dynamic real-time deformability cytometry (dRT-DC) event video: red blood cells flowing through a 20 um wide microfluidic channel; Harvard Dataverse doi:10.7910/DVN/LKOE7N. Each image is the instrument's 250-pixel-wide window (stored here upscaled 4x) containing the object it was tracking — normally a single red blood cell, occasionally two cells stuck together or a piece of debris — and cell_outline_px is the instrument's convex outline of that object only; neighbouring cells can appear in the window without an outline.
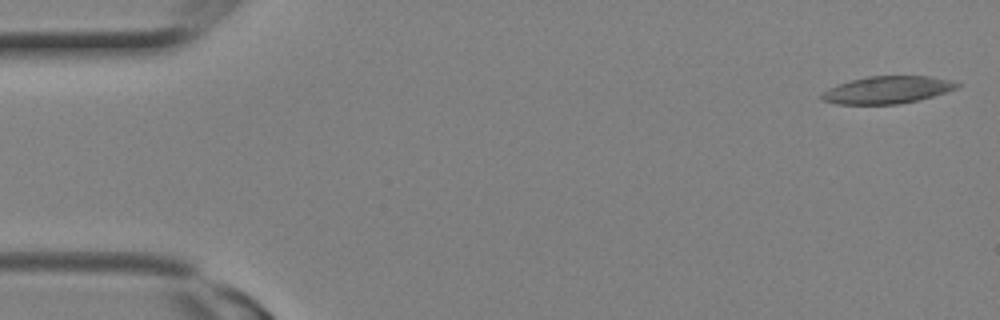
{"species": "Egyptian fruit bat (a non-hibernating species)", "species_latin": "Rousettus aegyptiacus", "temperature_condition": "room temperature", "stored_images_in_passage": 9, "camera_frame_rate_fps": 3000, "um_per_image_px": 0.085, "animal": {"sex": "female"}, "frame": {"image": 1, "passage_image": 1, "time_ms": 0.0, "image_size_px": [1000, 320], "cell_outline_px": [[960, 84], [956, 88], [932, 96], [900, 104], [836, 104], [820, 100], [820, 96], [828, 88], [852, 80], [868, 76], [928, 76], [948, 80]], "centroid_in_image_um": [75.36, 7.65], "position_along_channel_um": 9.6, "area_um2": 21.21}}
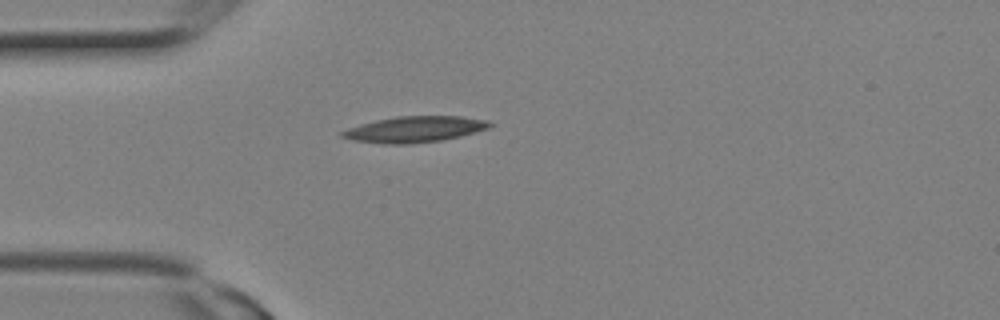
{"frame": {"image": 2, "passage_image": 7, "time_ms": 2.0, "image_size_px": [1000, 320], "cell_outline_px": [[496, 124], [488, 128], [460, 136], [440, 140], [408, 144], [384, 144], [352, 140], [340, 136], [340, 132], [348, 128], [360, 124], [376, 120], [396, 116], [460, 116], [488, 120]], "centroid_in_image_um": [35.24, 10.98], "position_along_channel_um": 49.8, "area_um2": 22.37}}
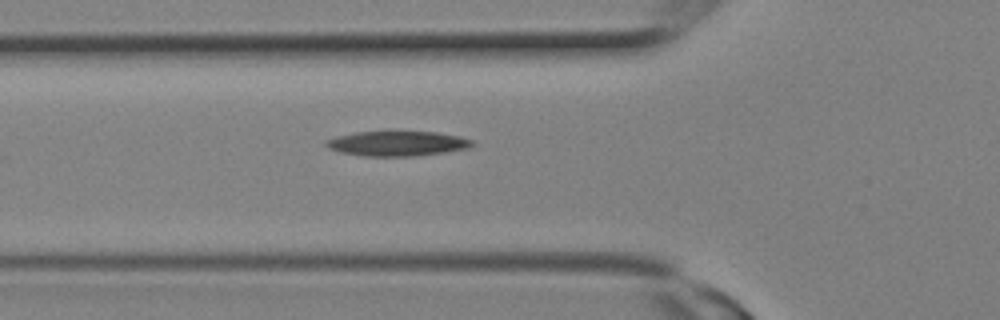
{"frame": {"image": 3, "passage_image": 9, "time_ms": 2.667, "image_size_px": [1000, 320], "cell_outline_px": [[476, 144], [468, 148], [444, 152], [416, 156], [364, 156], [340, 152], [328, 148], [324, 144], [324, 140], [336, 136], [356, 132], [436, 132], [460, 136], [472, 140]], "centroid_in_image_um": [33.75, 12.2], "position_along_channel_um": 92.0, "area_um2": 21.21}}